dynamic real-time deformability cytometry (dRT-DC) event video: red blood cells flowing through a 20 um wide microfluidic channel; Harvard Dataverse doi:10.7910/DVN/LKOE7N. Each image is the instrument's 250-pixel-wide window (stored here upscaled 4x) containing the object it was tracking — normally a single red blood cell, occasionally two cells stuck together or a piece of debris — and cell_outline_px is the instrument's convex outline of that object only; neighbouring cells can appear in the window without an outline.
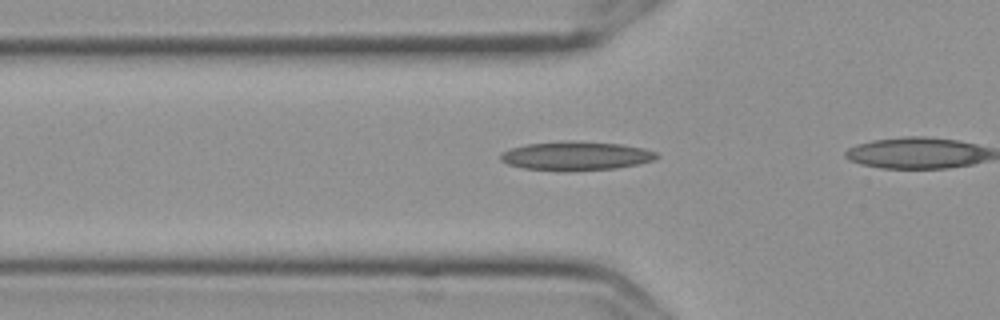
{"species": "Egyptian fruit bat (a non-hibernating species)", "species_latin": "Rousettus aegyptiacus", "temperature_condition": "cold", "stored_images_in_passage": 12, "camera_frame_rate_fps": 3000, "um_per_image_px": 0.085, "frame": {"image": 1, "passage_image": 6, "time_ms": 1.667, "image_size_px": [1000, 320], "cell_outline_px": [[660, 156], [656, 160], [616, 168], [524, 168], [508, 164], [500, 160], [500, 152], [512, 148], [528, 144], [560, 140], [580, 140], [620, 144], [644, 148], [656, 152]], "centroid_in_image_um": [49.0, 13.18], "position_along_channel_um": 76.8, "area_um2": 25.43}}
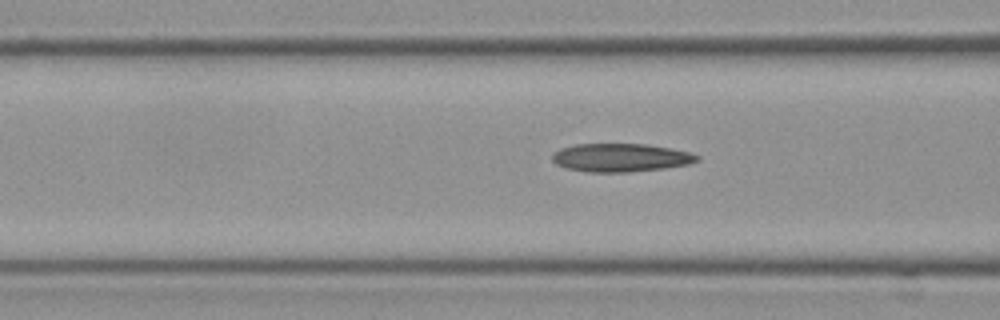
{"frame": {"image": 2, "passage_image": 9, "time_ms": 2.667, "image_size_px": [1000, 320], "cell_outline_px": [[700, 160], [688, 164], [664, 168], [628, 172], [588, 172], [568, 168], [556, 164], [552, 160], [552, 156], [560, 148], [576, 144], [648, 144], [672, 148], [692, 152], [700, 156]], "centroid_in_image_um": [52.81, 13.39], "position_along_channel_um": 113.8, "area_um2": 23.93}}